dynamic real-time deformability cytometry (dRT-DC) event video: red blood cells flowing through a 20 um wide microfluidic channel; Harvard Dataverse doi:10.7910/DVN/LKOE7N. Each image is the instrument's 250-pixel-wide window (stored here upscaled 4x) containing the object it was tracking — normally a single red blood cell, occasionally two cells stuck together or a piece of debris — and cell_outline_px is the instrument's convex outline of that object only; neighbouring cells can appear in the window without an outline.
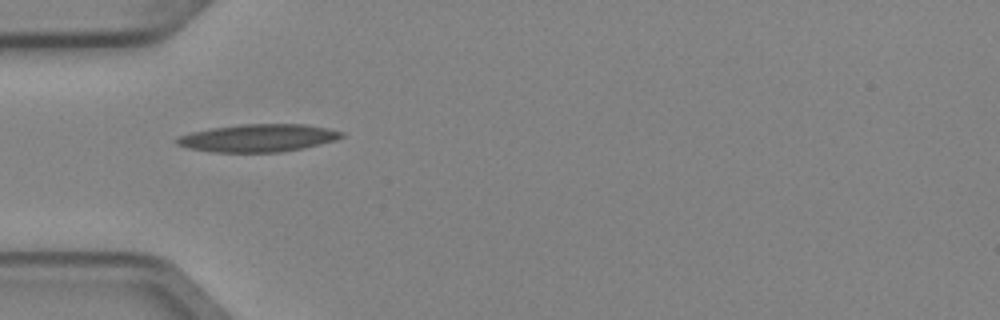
{"species": "Egyptian fruit bat (a non-hibernating species)", "species_latin": "Rousettus aegyptiacus", "temperature_condition": "cold", "stored_images_in_passage": 5, "camera_frame_rate_fps": 3000, "um_per_image_px": 0.085, "animal": {"sex": "female"}, "frame": {"image": 1, "passage_image": 3, "time_ms": 0.667, "image_size_px": [1000, 320], "cell_outline_px": [[344, 136], [336, 140], [304, 148], [280, 152], [212, 152], [188, 148], [176, 144], [176, 140], [180, 136], [192, 132], [212, 128], [240, 124], [304, 124], [328, 128], [344, 132]], "centroid_in_image_um": [21.97, 11.73], "position_along_channel_um": 63.0, "area_um2": 26.53}}
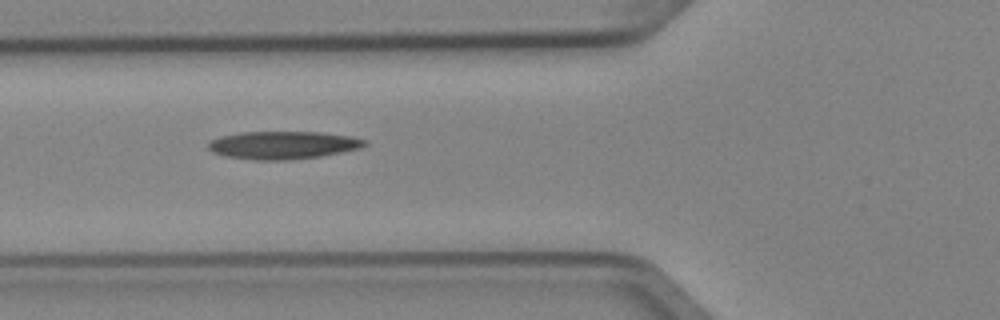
{"frame": {"image": 2, "passage_image": 4, "time_ms": 1.0, "image_size_px": [1000, 320], "cell_outline_px": [[368, 144], [360, 148], [320, 156], [288, 160], [256, 160], [224, 156], [212, 152], [208, 148], [208, 140], [220, 136], [240, 132], [320, 132], [352, 136], [368, 140]], "centroid_in_image_um": [24.03, 12.33], "position_along_channel_um": 101.8, "area_um2": 25.55}}